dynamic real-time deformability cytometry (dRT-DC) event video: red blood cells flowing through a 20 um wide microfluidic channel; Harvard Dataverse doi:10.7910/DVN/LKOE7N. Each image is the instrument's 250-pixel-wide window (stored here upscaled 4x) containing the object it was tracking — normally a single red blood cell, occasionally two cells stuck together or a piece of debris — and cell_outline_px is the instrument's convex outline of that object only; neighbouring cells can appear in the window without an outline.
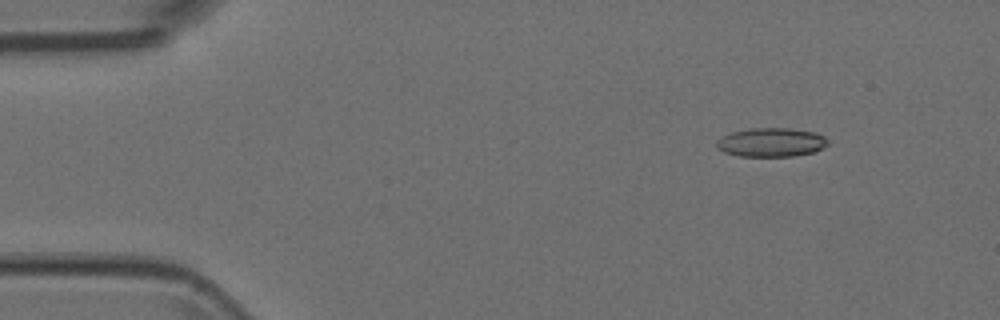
{"species": "Egyptian fruit bat (a non-hibernating species)", "species_latin": "Rousettus aegyptiacus", "temperature_condition": "room temperature", "stored_images_in_passage": 6, "camera_frame_rate_fps": 3000, "um_per_image_px": 0.085, "animal": {"sex": "female"}, "frame": {"image": 1, "passage_image": 3, "time_ms": 0.667, "image_size_px": [1000, 320], "cell_outline_px": [[828, 144], [812, 152], [792, 156], [740, 156], [724, 152], [716, 148], [716, 140], [732, 132], [752, 128], [788, 128], [816, 132], [824, 136], [828, 140]], "centroid_in_image_um": [65.54, 12.09], "position_along_channel_um": 19.5, "area_um2": 18.61}}
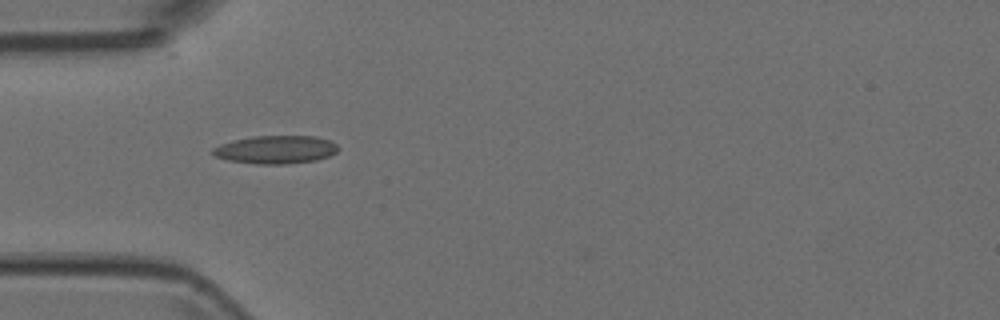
{"frame": {"image": 2, "passage_image": 6, "time_ms": 1.667, "image_size_px": [1000, 320], "cell_outline_px": [[340, 148], [336, 152], [328, 156], [316, 160], [284, 164], [256, 164], [228, 160], [216, 156], [212, 152], [212, 148], [220, 144], [252, 136], [316, 136], [328, 140], [336, 144]], "centroid_in_image_um": [23.45, 12.71], "position_along_channel_um": 61.6, "area_um2": 20.4}}